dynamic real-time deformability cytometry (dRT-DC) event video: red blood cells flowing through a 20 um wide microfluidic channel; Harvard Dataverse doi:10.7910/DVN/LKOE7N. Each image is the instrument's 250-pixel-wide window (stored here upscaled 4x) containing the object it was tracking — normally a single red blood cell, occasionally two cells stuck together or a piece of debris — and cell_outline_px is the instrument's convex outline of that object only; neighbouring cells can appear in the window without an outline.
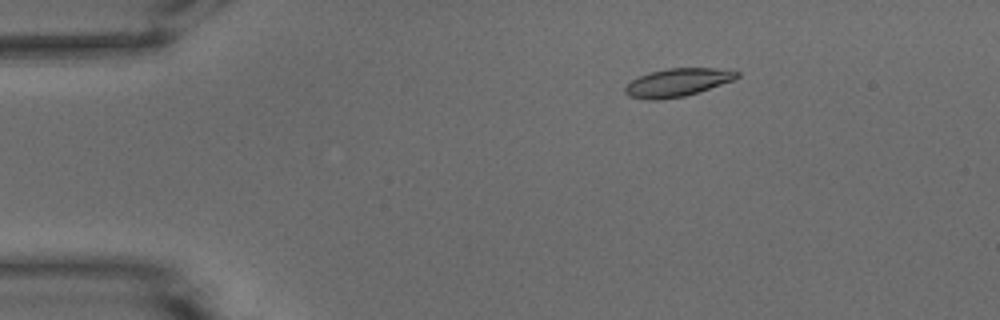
{"species": "common noctule bat (a hibernating species)", "species_latin": "Nyctalus noctula", "temperature_condition": "warm", "stored_images_in_passage": 54, "camera_frame_rate_fps": 3000, "um_per_image_px": 0.085, "animal": {"sex": "male", "body_mass_g": 15.6}, "frame": {"image": 1, "passage_image": 10, "time_ms": 3.0, "image_size_px": [1000, 320], "cell_outline_px": [[740, 76], [732, 80], [684, 96], [660, 100], [648, 100], [628, 96], [624, 92], [624, 88], [632, 80], [648, 72], [668, 68], [716, 68], [740, 72]], "centroid_in_image_um": [57.53, 7.01], "position_along_channel_um": 27.5, "area_um2": 18.09}}
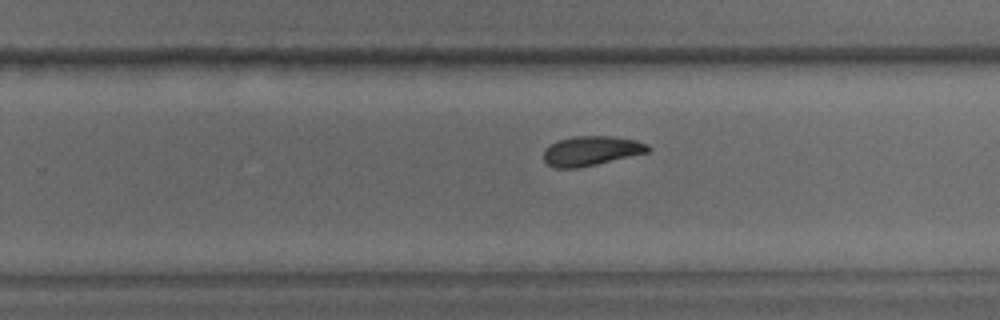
{"frame": {"image": 2, "passage_image": 35, "time_ms": 11.333, "image_size_px": [1000, 320], "cell_outline_px": [[652, 148], [648, 152], [596, 164], [576, 168], [552, 168], [544, 160], [544, 152], [552, 144], [560, 140], [572, 136], [612, 136], [636, 140], [648, 144]], "centroid_in_image_um": [50.28, 12.82], "position_along_channel_um": 279.5, "area_um2": 17.8}}
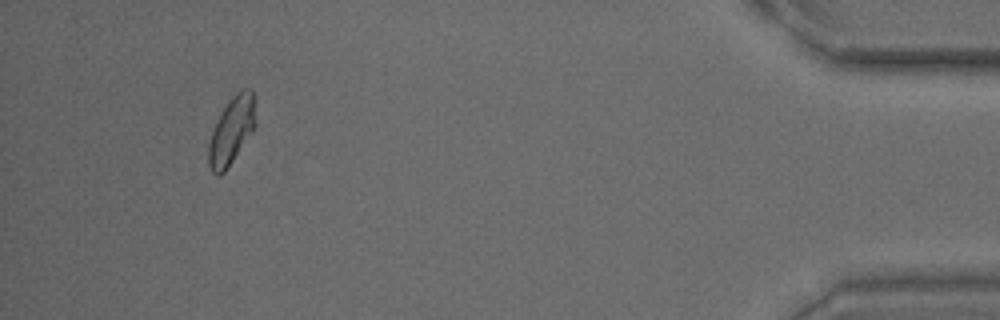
{"frame": {"image": 3, "passage_image": 51, "time_ms": 16.667, "image_size_px": [1000, 320], "cell_outline_px": [[256, 124], [224, 172], [220, 176], [216, 176], [212, 172], [208, 164], [208, 144], [216, 120], [220, 112], [228, 100], [240, 88], [252, 88]], "centroid_in_image_um": [19.65, 11.06], "position_along_channel_um": 415.5, "area_um2": 18.26}, "authors_computed_cell_mechanics": {"area_um2": 17.9469, "velocity_mm_per_s": 3.7857, "shape_relaxation_time_tau1_ms": 5.0492, "shape_relaxation_time_tau2_ms": 3.8455, "deformation_change_tau1": 0.1416, "deformation_change_tau2": 0.0849}}